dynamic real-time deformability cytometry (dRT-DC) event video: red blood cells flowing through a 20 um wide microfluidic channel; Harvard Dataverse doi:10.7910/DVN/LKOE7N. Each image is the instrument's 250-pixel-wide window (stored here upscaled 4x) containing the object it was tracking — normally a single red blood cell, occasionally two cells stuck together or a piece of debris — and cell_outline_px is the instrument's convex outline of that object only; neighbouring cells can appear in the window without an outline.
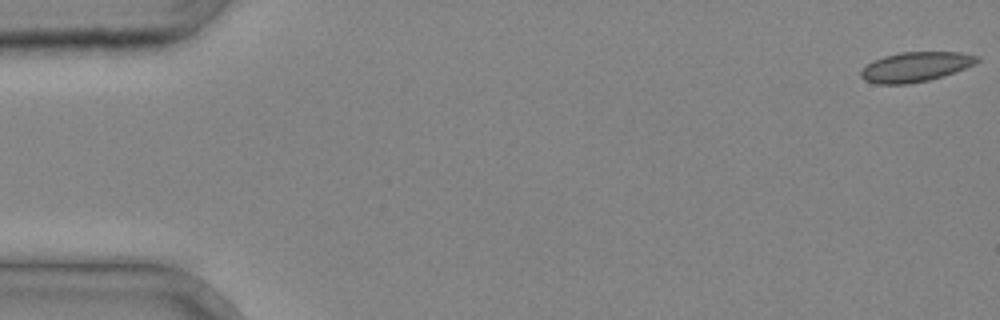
{"species": "common noctule bat (a hibernating species)", "species_latin": "Nyctalus noctula", "temperature_condition": "cold", "stored_images_in_passage": 4, "camera_frame_rate_fps": 3000, "um_per_image_px": 0.085, "animal": {"sex": "male", "body_mass_g": 20.4}, "frame": {"image": 1, "passage_image": 1, "time_ms": 0.0, "image_size_px": [1000, 320], "cell_outline_px": [[980, 60], [964, 68], [928, 80], [908, 84], [876, 84], [864, 80], [860, 76], [860, 72], [872, 60], [884, 56], [900, 52], [960, 52], [980, 56]], "centroid_in_image_um": [77.78, 5.67], "position_along_channel_um": 7.2, "area_um2": 19.94}}
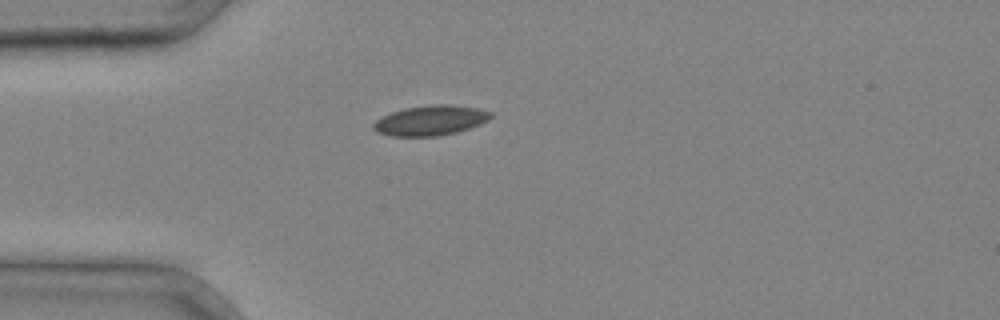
{"frame": {"image": 2, "passage_image": 4, "time_ms": 1.0, "image_size_px": [1000, 320], "cell_outline_px": [[492, 116], [488, 120], [480, 124], [456, 132], [436, 136], [392, 136], [376, 132], [372, 128], [372, 124], [376, 120], [392, 112], [408, 108], [432, 104], [448, 104], [480, 108], [492, 112]], "centroid_in_image_um": [36.6, 10.23], "position_along_channel_um": 48.4, "area_um2": 20.4}}